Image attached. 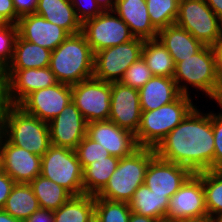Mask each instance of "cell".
Here are the masks:
<instances>
[{
	"label": "cell",
	"instance_id": "cell-38",
	"mask_svg": "<svg viewBox=\"0 0 222 222\" xmlns=\"http://www.w3.org/2000/svg\"><path fill=\"white\" fill-rule=\"evenodd\" d=\"M222 109V103H217ZM212 130L214 136V170H222V112L212 111Z\"/></svg>",
	"mask_w": 222,
	"mask_h": 222
},
{
	"label": "cell",
	"instance_id": "cell-17",
	"mask_svg": "<svg viewBox=\"0 0 222 222\" xmlns=\"http://www.w3.org/2000/svg\"><path fill=\"white\" fill-rule=\"evenodd\" d=\"M0 152L2 170L15 183L29 184L41 174V156L11 144L1 133Z\"/></svg>",
	"mask_w": 222,
	"mask_h": 222
},
{
	"label": "cell",
	"instance_id": "cell-28",
	"mask_svg": "<svg viewBox=\"0 0 222 222\" xmlns=\"http://www.w3.org/2000/svg\"><path fill=\"white\" fill-rule=\"evenodd\" d=\"M53 213L54 222H93L95 197L88 194L72 196Z\"/></svg>",
	"mask_w": 222,
	"mask_h": 222
},
{
	"label": "cell",
	"instance_id": "cell-15",
	"mask_svg": "<svg viewBox=\"0 0 222 222\" xmlns=\"http://www.w3.org/2000/svg\"><path fill=\"white\" fill-rule=\"evenodd\" d=\"M192 174L189 168L155 155L146 169L144 184L155 194L171 198Z\"/></svg>",
	"mask_w": 222,
	"mask_h": 222
},
{
	"label": "cell",
	"instance_id": "cell-32",
	"mask_svg": "<svg viewBox=\"0 0 222 222\" xmlns=\"http://www.w3.org/2000/svg\"><path fill=\"white\" fill-rule=\"evenodd\" d=\"M204 189L205 207L210 217L222 213V170H206L196 173Z\"/></svg>",
	"mask_w": 222,
	"mask_h": 222
},
{
	"label": "cell",
	"instance_id": "cell-36",
	"mask_svg": "<svg viewBox=\"0 0 222 222\" xmlns=\"http://www.w3.org/2000/svg\"><path fill=\"white\" fill-rule=\"evenodd\" d=\"M75 152L83 169L92 162H98L101 159L111 156L101 144L93 141L87 135L78 144Z\"/></svg>",
	"mask_w": 222,
	"mask_h": 222
},
{
	"label": "cell",
	"instance_id": "cell-23",
	"mask_svg": "<svg viewBox=\"0 0 222 222\" xmlns=\"http://www.w3.org/2000/svg\"><path fill=\"white\" fill-rule=\"evenodd\" d=\"M157 39L168 50L175 63L191 57L204 46L177 24L159 30Z\"/></svg>",
	"mask_w": 222,
	"mask_h": 222
},
{
	"label": "cell",
	"instance_id": "cell-12",
	"mask_svg": "<svg viewBox=\"0 0 222 222\" xmlns=\"http://www.w3.org/2000/svg\"><path fill=\"white\" fill-rule=\"evenodd\" d=\"M82 33L93 53L135 38L129 27L114 11H103L95 18L86 20L82 24Z\"/></svg>",
	"mask_w": 222,
	"mask_h": 222
},
{
	"label": "cell",
	"instance_id": "cell-42",
	"mask_svg": "<svg viewBox=\"0 0 222 222\" xmlns=\"http://www.w3.org/2000/svg\"><path fill=\"white\" fill-rule=\"evenodd\" d=\"M15 185L14 180L7 175L3 170L0 171V210L10 195V192Z\"/></svg>",
	"mask_w": 222,
	"mask_h": 222
},
{
	"label": "cell",
	"instance_id": "cell-20",
	"mask_svg": "<svg viewBox=\"0 0 222 222\" xmlns=\"http://www.w3.org/2000/svg\"><path fill=\"white\" fill-rule=\"evenodd\" d=\"M17 28L22 39L50 51L55 50L70 35L36 13L19 18Z\"/></svg>",
	"mask_w": 222,
	"mask_h": 222
},
{
	"label": "cell",
	"instance_id": "cell-41",
	"mask_svg": "<svg viewBox=\"0 0 222 222\" xmlns=\"http://www.w3.org/2000/svg\"><path fill=\"white\" fill-rule=\"evenodd\" d=\"M39 0H13L16 15L21 18L26 15L35 14Z\"/></svg>",
	"mask_w": 222,
	"mask_h": 222
},
{
	"label": "cell",
	"instance_id": "cell-30",
	"mask_svg": "<svg viewBox=\"0 0 222 222\" xmlns=\"http://www.w3.org/2000/svg\"><path fill=\"white\" fill-rule=\"evenodd\" d=\"M29 185L41 209L55 211L72 197L62 186L42 175L36 176Z\"/></svg>",
	"mask_w": 222,
	"mask_h": 222
},
{
	"label": "cell",
	"instance_id": "cell-2",
	"mask_svg": "<svg viewBox=\"0 0 222 222\" xmlns=\"http://www.w3.org/2000/svg\"><path fill=\"white\" fill-rule=\"evenodd\" d=\"M0 133L11 144L41 157L51 145L48 122L27 113L19 105L0 102Z\"/></svg>",
	"mask_w": 222,
	"mask_h": 222
},
{
	"label": "cell",
	"instance_id": "cell-46",
	"mask_svg": "<svg viewBox=\"0 0 222 222\" xmlns=\"http://www.w3.org/2000/svg\"><path fill=\"white\" fill-rule=\"evenodd\" d=\"M159 220L131 212L128 222H158Z\"/></svg>",
	"mask_w": 222,
	"mask_h": 222
},
{
	"label": "cell",
	"instance_id": "cell-44",
	"mask_svg": "<svg viewBox=\"0 0 222 222\" xmlns=\"http://www.w3.org/2000/svg\"><path fill=\"white\" fill-rule=\"evenodd\" d=\"M216 56L217 76L221 88V103H222V41L214 46Z\"/></svg>",
	"mask_w": 222,
	"mask_h": 222
},
{
	"label": "cell",
	"instance_id": "cell-5",
	"mask_svg": "<svg viewBox=\"0 0 222 222\" xmlns=\"http://www.w3.org/2000/svg\"><path fill=\"white\" fill-rule=\"evenodd\" d=\"M193 96L180 94L173 102L158 109L141 112L140 126L135 134L139 147L155 149L197 105Z\"/></svg>",
	"mask_w": 222,
	"mask_h": 222
},
{
	"label": "cell",
	"instance_id": "cell-35",
	"mask_svg": "<svg viewBox=\"0 0 222 222\" xmlns=\"http://www.w3.org/2000/svg\"><path fill=\"white\" fill-rule=\"evenodd\" d=\"M17 37V24L0 26V76L12 61Z\"/></svg>",
	"mask_w": 222,
	"mask_h": 222
},
{
	"label": "cell",
	"instance_id": "cell-51",
	"mask_svg": "<svg viewBox=\"0 0 222 222\" xmlns=\"http://www.w3.org/2000/svg\"><path fill=\"white\" fill-rule=\"evenodd\" d=\"M2 170L1 152H0V171Z\"/></svg>",
	"mask_w": 222,
	"mask_h": 222
},
{
	"label": "cell",
	"instance_id": "cell-14",
	"mask_svg": "<svg viewBox=\"0 0 222 222\" xmlns=\"http://www.w3.org/2000/svg\"><path fill=\"white\" fill-rule=\"evenodd\" d=\"M71 101V85L58 82L51 87L32 92L19 106L40 120L50 122L58 116Z\"/></svg>",
	"mask_w": 222,
	"mask_h": 222
},
{
	"label": "cell",
	"instance_id": "cell-47",
	"mask_svg": "<svg viewBox=\"0 0 222 222\" xmlns=\"http://www.w3.org/2000/svg\"><path fill=\"white\" fill-rule=\"evenodd\" d=\"M103 11H113L116 0H95Z\"/></svg>",
	"mask_w": 222,
	"mask_h": 222
},
{
	"label": "cell",
	"instance_id": "cell-29",
	"mask_svg": "<svg viewBox=\"0 0 222 222\" xmlns=\"http://www.w3.org/2000/svg\"><path fill=\"white\" fill-rule=\"evenodd\" d=\"M120 159L114 156L92 162L83 169L84 194L97 195L117 169Z\"/></svg>",
	"mask_w": 222,
	"mask_h": 222
},
{
	"label": "cell",
	"instance_id": "cell-3",
	"mask_svg": "<svg viewBox=\"0 0 222 222\" xmlns=\"http://www.w3.org/2000/svg\"><path fill=\"white\" fill-rule=\"evenodd\" d=\"M181 94L190 95L189 87L201 91L215 103H221V88L217 76L214 47L204 45L197 53L175 63L174 78ZM203 92V93H202Z\"/></svg>",
	"mask_w": 222,
	"mask_h": 222
},
{
	"label": "cell",
	"instance_id": "cell-33",
	"mask_svg": "<svg viewBox=\"0 0 222 222\" xmlns=\"http://www.w3.org/2000/svg\"><path fill=\"white\" fill-rule=\"evenodd\" d=\"M152 25L159 31L175 24L179 2L177 0H146Z\"/></svg>",
	"mask_w": 222,
	"mask_h": 222
},
{
	"label": "cell",
	"instance_id": "cell-31",
	"mask_svg": "<svg viewBox=\"0 0 222 222\" xmlns=\"http://www.w3.org/2000/svg\"><path fill=\"white\" fill-rule=\"evenodd\" d=\"M142 57L153 76L174 78L175 62L158 39L144 40Z\"/></svg>",
	"mask_w": 222,
	"mask_h": 222
},
{
	"label": "cell",
	"instance_id": "cell-11",
	"mask_svg": "<svg viewBox=\"0 0 222 222\" xmlns=\"http://www.w3.org/2000/svg\"><path fill=\"white\" fill-rule=\"evenodd\" d=\"M71 88L72 101L87 123L109 119L111 83L91 77Z\"/></svg>",
	"mask_w": 222,
	"mask_h": 222
},
{
	"label": "cell",
	"instance_id": "cell-40",
	"mask_svg": "<svg viewBox=\"0 0 222 222\" xmlns=\"http://www.w3.org/2000/svg\"><path fill=\"white\" fill-rule=\"evenodd\" d=\"M18 20L13 0H0V26L8 23L17 24Z\"/></svg>",
	"mask_w": 222,
	"mask_h": 222
},
{
	"label": "cell",
	"instance_id": "cell-22",
	"mask_svg": "<svg viewBox=\"0 0 222 222\" xmlns=\"http://www.w3.org/2000/svg\"><path fill=\"white\" fill-rule=\"evenodd\" d=\"M141 111H151L173 102L181 93L171 77L153 76L139 90Z\"/></svg>",
	"mask_w": 222,
	"mask_h": 222
},
{
	"label": "cell",
	"instance_id": "cell-24",
	"mask_svg": "<svg viewBox=\"0 0 222 222\" xmlns=\"http://www.w3.org/2000/svg\"><path fill=\"white\" fill-rule=\"evenodd\" d=\"M36 14L65 29L70 35L82 32V23L76 17L71 0H39Z\"/></svg>",
	"mask_w": 222,
	"mask_h": 222
},
{
	"label": "cell",
	"instance_id": "cell-37",
	"mask_svg": "<svg viewBox=\"0 0 222 222\" xmlns=\"http://www.w3.org/2000/svg\"><path fill=\"white\" fill-rule=\"evenodd\" d=\"M153 77L146 61L141 56L124 73L120 83L139 90Z\"/></svg>",
	"mask_w": 222,
	"mask_h": 222
},
{
	"label": "cell",
	"instance_id": "cell-1",
	"mask_svg": "<svg viewBox=\"0 0 222 222\" xmlns=\"http://www.w3.org/2000/svg\"><path fill=\"white\" fill-rule=\"evenodd\" d=\"M195 106L154 149L161 159L189 168L193 173L214 170L212 111Z\"/></svg>",
	"mask_w": 222,
	"mask_h": 222
},
{
	"label": "cell",
	"instance_id": "cell-45",
	"mask_svg": "<svg viewBox=\"0 0 222 222\" xmlns=\"http://www.w3.org/2000/svg\"><path fill=\"white\" fill-rule=\"evenodd\" d=\"M205 2L222 22V0H205Z\"/></svg>",
	"mask_w": 222,
	"mask_h": 222
},
{
	"label": "cell",
	"instance_id": "cell-26",
	"mask_svg": "<svg viewBox=\"0 0 222 222\" xmlns=\"http://www.w3.org/2000/svg\"><path fill=\"white\" fill-rule=\"evenodd\" d=\"M52 51L22 39L15 42L12 61L6 69L43 68L50 65Z\"/></svg>",
	"mask_w": 222,
	"mask_h": 222
},
{
	"label": "cell",
	"instance_id": "cell-7",
	"mask_svg": "<svg viewBox=\"0 0 222 222\" xmlns=\"http://www.w3.org/2000/svg\"><path fill=\"white\" fill-rule=\"evenodd\" d=\"M66 189L72 196L84 194L83 168L75 150L50 145L41 157V174Z\"/></svg>",
	"mask_w": 222,
	"mask_h": 222
},
{
	"label": "cell",
	"instance_id": "cell-27",
	"mask_svg": "<svg viewBox=\"0 0 222 222\" xmlns=\"http://www.w3.org/2000/svg\"><path fill=\"white\" fill-rule=\"evenodd\" d=\"M3 209L12 217L24 222L33 212L40 209V205L29 184L15 183Z\"/></svg>",
	"mask_w": 222,
	"mask_h": 222
},
{
	"label": "cell",
	"instance_id": "cell-18",
	"mask_svg": "<svg viewBox=\"0 0 222 222\" xmlns=\"http://www.w3.org/2000/svg\"><path fill=\"white\" fill-rule=\"evenodd\" d=\"M50 143L58 147L75 150L87 135V121L73 101L62 112L48 122Z\"/></svg>",
	"mask_w": 222,
	"mask_h": 222
},
{
	"label": "cell",
	"instance_id": "cell-9",
	"mask_svg": "<svg viewBox=\"0 0 222 222\" xmlns=\"http://www.w3.org/2000/svg\"><path fill=\"white\" fill-rule=\"evenodd\" d=\"M58 83L50 67L6 69L0 76V102L19 105L32 92Z\"/></svg>",
	"mask_w": 222,
	"mask_h": 222
},
{
	"label": "cell",
	"instance_id": "cell-4",
	"mask_svg": "<svg viewBox=\"0 0 222 222\" xmlns=\"http://www.w3.org/2000/svg\"><path fill=\"white\" fill-rule=\"evenodd\" d=\"M49 67L59 83L71 86L93 77L94 53L85 35H69L52 51Z\"/></svg>",
	"mask_w": 222,
	"mask_h": 222
},
{
	"label": "cell",
	"instance_id": "cell-34",
	"mask_svg": "<svg viewBox=\"0 0 222 222\" xmlns=\"http://www.w3.org/2000/svg\"><path fill=\"white\" fill-rule=\"evenodd\" d=\"M131 209L128 202L95 197V222H128Z\"/></svg>",
	"mask_w": 222,
	"mask_h": 222
},
{
	"label": "cell",
	"instance_id": "cell-52",
	"mask_svg": "<svg viewBox=\"0 0 222 222\" xmlns=\"http://www.w3.org/2000/svg\"><path fill=\"white\" fill-rule=\"evenodd\" d=\"M158 222H173V221H169V220H161V221H158Z\"/></svg>",
	"mask_w": 222,
	"mask_h": 222
},
{
	"label": "cell",
	"instance_id": "cell-8",
	"mask_svg": "<svg viewBox=\"0 0 222 222\" xmlns=\"http://www.w3.org/2000/svg\"><path fill=\"white\" fill-rule=\"evenodd\" d=\"M175 24L188 31L203 45L214 47L222 41V22L205 0L179 2Z\"/></svg>",
	"mask_w": 222,
	"mask_h": 222
},
{
	"label": "cell",
	"instance_id": "cell-25",
	"mask_svg": "<svg viewBox=\"0 0 222 222\" xmlns=\"http://www.w3.org/2000/svg\"><path fill=\"white\" fill-rule=\"evenodd\" d=\"M128 203L131 212L161 221L166 219L169 197L155 194L148 186L142 184Z\"/></svg>",
	"mask_w": 222,
	"mask_h": 222
},
{
	"label": "cell",
	"instance_id": "cell-50",
	"mask_svg": "<svg viewBox=\"0 0 222 222\" xmlns=\"http://www.w3.org/2000/svg\"><path fill=\"white\" fill-rule=\"evenodd\" d=\"M213 219H214V222H222V213L218 214Z\"/></svg>",
	"mask_w": 222,
	"mask_h": 222
},
{
	"label": "cell",
	"instance_id": "cell-48",
	"mask_svg": "<svg viewBox=\"0 0 222 222\" xmlns=\"http://www.w3.org/2000/svg\"><path fill=\"white\" fill-rule=\"evenodd\" d=\"M0 222H23V221L12 217L4 209H1L0 210Z\"/></svg>",
	"mask_w": 222,
	"mask_h": 222
},
{
	"label": "cell",
	"instance_id": "cell-19",
	"mask_svg": "<svg viewBox=\"0 0 222 222\" xmlns=\"http://www.w3.org/2000/svg\"><path fill=\"white\" fill-rule=\"evenodd\" d=\"M87 136L101 144L111 156L119 159L140 148L134 133L109 120L87 123Z\"/></svg>",
	"mask_w": 222,
	"mask_h": 222
},
{
	"label": "cell",
	"instance_id": "cell-6",
	"mask_svg": "<svg viewBox=\"0 0 222 222\" xmlns=\"http://www.w3.org/2000/svg\"><path fill=\"white\" fill-rule=\"evenodd\" d=\"M155 155L153 148L140 147L133 154L122 157L106 186L94 197L129 202L134 192L144 184L146 169Z\"/></svg>",
	"mask_w": 222,
	"mask_h": 222
},
{
	"label": "cell",
	"instance_id": "cell-43",
	"mask_svg": "<svg viewBox=\"0 0 222 222\" xmlns=\"http://www.w3.org/2000/svg\"><path fill=\"white\" fill-rule=\"evenodd\" d=\"M24 222H54V213L47 209H38L33 212Z\"/></svg>",
	"mask_w": 222,
	"mask_h": 222
},
{
	"label": "cell",
	"instance_id": "cell-16",
	"mask_svg": "<svg viewBox=\"0 0 222 222\" xmlns=\"http://www.w3.org/2000/svg\"><path fill=\"white\" fill-rule=\"evenodd\" d=\"M141 112L139 91L120 82H112L108 120L136 134L140 126Z\"/></svg>",
	"mask_w": 222,
	"mask_h": 222
},
{
	"label": "cell",
	"instance_id": "cell-10",
	"mask_svg": "<svg viewBox=\"0 0 222 222\" xmlns=\"http://www.w3.org/2000/svg\"><path fill=\"white\" fill-rule=\"evenodd\" d=\"M144 39L108 47L94 53L93 77L105 82H120L125 71L142 56Z\"/></svg>",
	"mask_w": 222,
	"mask_h": 222
},
{
	"label": "cell",
	"instance_id": "cell-49",
	"mask_svg": "<svg viewBox=\"0 0 222 222\" xmlns=\"http://www.w3.org/2000/svg\"><path fill=\"white\" fill-rule=\"evenodd\" d=\"M178 222H214V219L209 215L199 217V218H190V219H183Z\"/></svg>",
	"mask_w": 222,
	"mask_h": 222
},
{
	"label": "cell",
	"instance_id": "cell-39",
	"mask_svg": "<svg viewBox=\"0 0 222 222\" xmlns=\"http://www.w3.org/2000/svg\"><path fill=\"white\" fill-rule=\"evenodd\" d=\"M71 3L74 7L76 17L82 24L86 20L95 18L103 12L95 0H71Z\"/></svg>",
	"mask_w": 222,
	"mask_h": 222
},
{
	"label": "cell",
	"instance_id": "cell-21",
	"mask_svg": "<svg viewBox=\"0 0 222 222\" xmlns=\"http://www.w3.org/2000/svg\"><path fill=\"white\" fill-rule=\"evenodd\" d=\"M113 11L129 27L134 37L157 39L158 30L151 23L146 0H116Z\"/></svg>",
	"mask_w": 222,
	"mask_h": 222
},
{
	"label": "cell",
	"instance_id": "cell-13",
	"mask_svg": "<svg viewBox=\"0 0 222 222\" xmlns=\"http://www.w3.org/2000/svg\"><path fill=\"white\" fill-rule=\"evenodd\" d=\"M208 215L205 207L202 179L193 173L181 188L169 198L166 220L178 222L183 219Z\"/></svg>",
	"mask_w": 222,
	"mask_h": 222
}]
</instances>
